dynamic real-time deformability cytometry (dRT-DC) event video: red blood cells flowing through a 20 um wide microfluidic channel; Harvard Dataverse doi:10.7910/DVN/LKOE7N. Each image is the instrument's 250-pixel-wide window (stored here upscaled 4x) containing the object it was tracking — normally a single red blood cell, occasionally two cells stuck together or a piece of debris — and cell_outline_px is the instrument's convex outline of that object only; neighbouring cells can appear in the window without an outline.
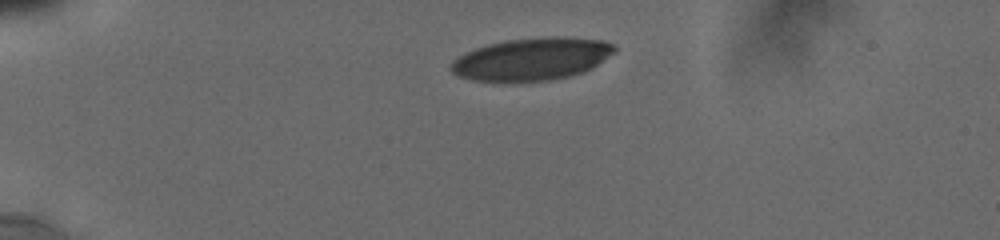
{"species": "human", "species_latin": "Homo sapiens", "temperature_condition": "cold", "stored_images_in_passage": 10, "camera_frame_rate_fps": 3000, "um_per_image_px": 0.085, "donor": {"sex": "male"}, "frame": {"image": 1, "passage_image": 1, "time_ms": 0.0, "image_size_px": [1000, 240], "cell_outline_px": [[616, 52], [592, 68], [584, 72], [572, 76], [548, 80], [472, 80], [460, 76], [452, 72], [448, 68], [452, 60], [476, 48], [488, 44], [508, 40], [556, 36], [600, 40], [612, 44], [616, 48]], "centroid_in_image_um": [45.23, 5.01], "position_along_channel_um": 39.8, "area_um2": 39.88}}
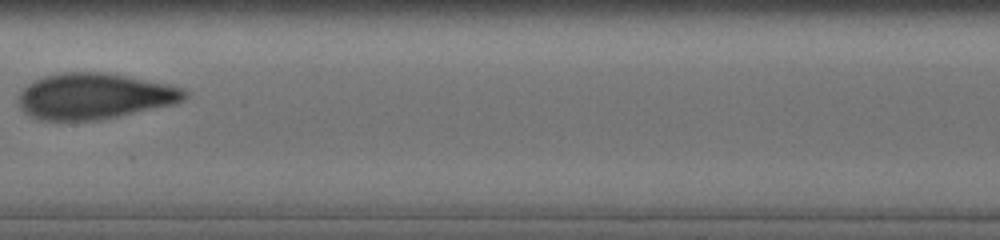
{"frame": {"image": 2, "passage_image": 8, "time_ms": 5.667, "image_size_px": [1000, 240], "cell_outline_px": [[188, 96], [184, 100], [176, 104], [96, 120], [44, 120], [32, 116], [24, 112], [20, 104], [20, 92], [28, 84], [44, 76], [64, 72], [104, 72], [168, 84], [184, 88], [188, 92]], "centroid_in_image_um": [8.07, 8.17], "position_along_channel_um": 199.3, "area_um2": 44.04}}
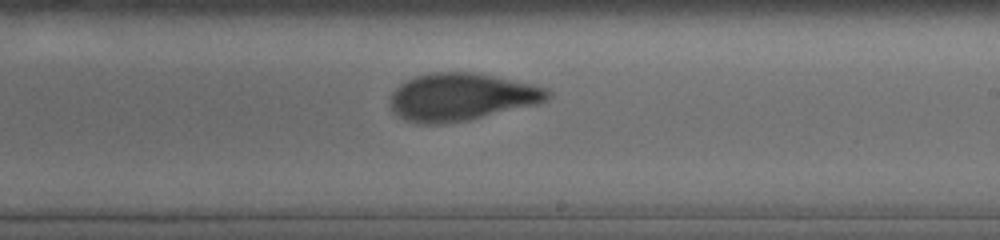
{"frame": {"image": 3, "passage_image": 10, "time_ms": 7.0, "image_size_px": [1000, 240], "cell_outline_px": [[552, 96], [536, 104], [468, 120], [444, 124], [420, 124], [404, 120], [392, 112], [388, 104], [388, 100], [392, 92], [400, 84], [416, 76], [432, 72], [472, 72], [532, 84], [544, 88], [552, 92]], "centroid_in_image_um": [39.14, 8.25], "position_along_channel_um": 249.9, "area_um2": 43.58}}